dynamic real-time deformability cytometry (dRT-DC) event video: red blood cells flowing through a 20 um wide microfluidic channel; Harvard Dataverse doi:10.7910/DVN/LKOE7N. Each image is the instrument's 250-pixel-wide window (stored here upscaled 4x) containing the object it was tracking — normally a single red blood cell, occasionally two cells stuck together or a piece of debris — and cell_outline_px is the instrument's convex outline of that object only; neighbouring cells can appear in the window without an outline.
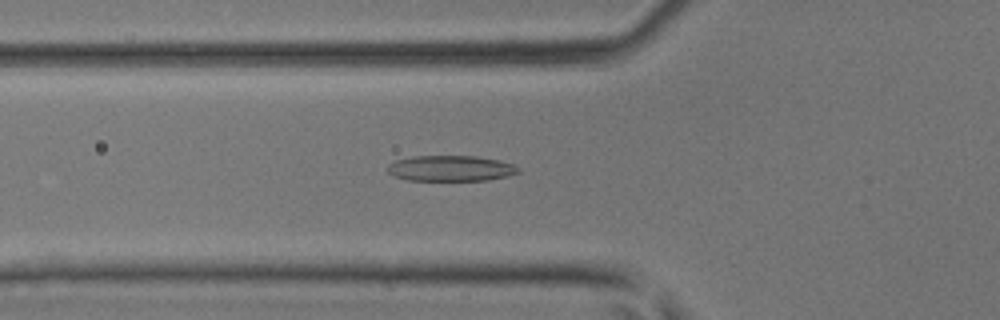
{"species": "common noctule bat (a hibernating species)", "species_latin": "Nyctalus noctula", "temperature_condition": "room temperature", "stored_images_in_passage": 45, "camera_frame_rate_fps": 3000, "um_per_image_px": 0.085, "animal": {"sex": "male", "body_mass_g": 17.9, "forearm_length_mm": 54.2}, "frame": {"image": 1, "passage_image": 16, "time_ms": 5.0, "image_size_px": [1000, 320], "cell_outline_px": [[520, 172], [508, 176], [488, 180], [408, 180], [392, 176], [388, 172], [388, 164], [396, 160], [412, 156], [476, 156], [500, 160], [512, 164], [520, 168]], "centroid_in_image_um": [38.31, 14.31], "position_along_channel_um": 87.5, "area_um2": 19.65}}
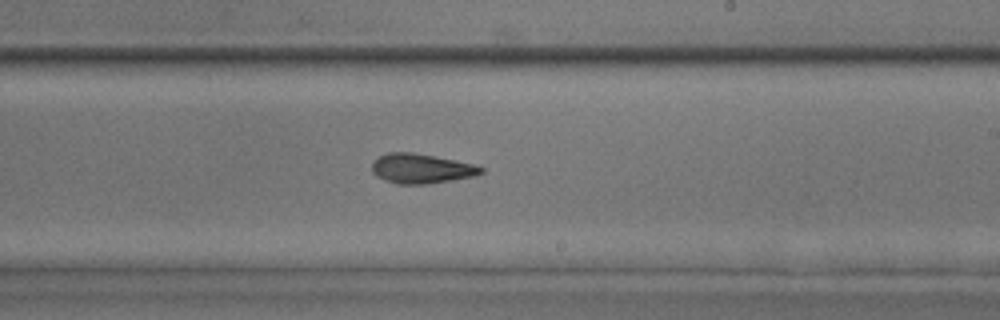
{"frame": {"image": 2, "passage_image": 27, "time_ms": 8.667, "image_size_px": [1000, 320], "cell_outline_px": [[484, 172], [476, 176], [428, 184], [396, 184], [384, 180], [376, 176], [372, 172], [372, 164], [380, 156], [388, 152], [412, 152], [456, 160], [476, 164], [484, 168]], "centroid_in_image_um": [35.84, 14.33], "position_along_channel_um": 253.2, "area_um2": 19.02}}
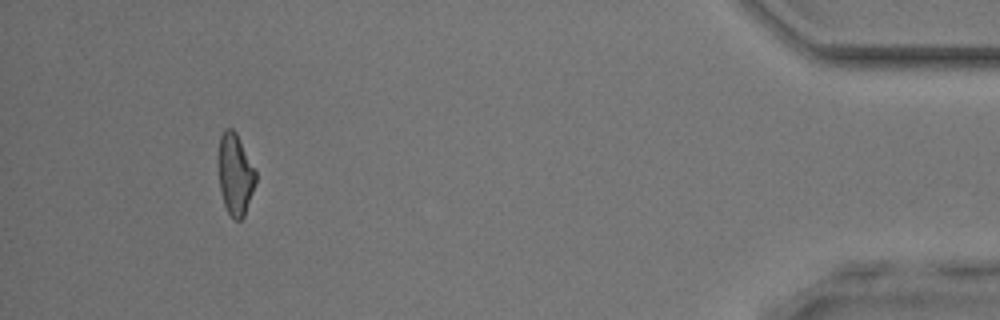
{"frame": {"image": 3, "passage_image": 42, "time_ms": 13.667, "image_size_px": [1000, 320], "cell_outline_px": [[256, 180], [244, 216], [240, 220], [236, 220], [228, 212], [224, 204], [220, 192], [216, 164], [216, 156], [220, 136], [224, 128], [232, 128], [236, 132], [256, 172]], "centroid_in_image_um": [19.93, 14.76], "position_along_channel_um": 415.3, "area_um2": 18.03}}